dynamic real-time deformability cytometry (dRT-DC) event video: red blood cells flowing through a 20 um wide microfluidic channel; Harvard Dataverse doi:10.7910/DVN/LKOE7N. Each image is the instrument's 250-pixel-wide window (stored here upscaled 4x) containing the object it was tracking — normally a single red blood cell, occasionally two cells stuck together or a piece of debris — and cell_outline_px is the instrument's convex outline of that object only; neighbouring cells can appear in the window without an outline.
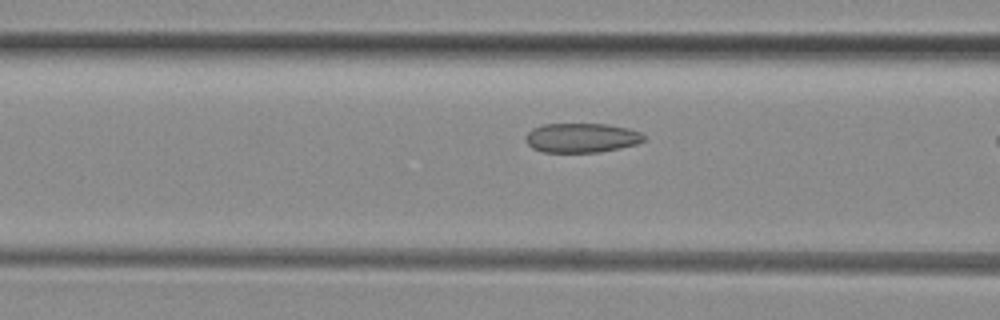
{"species": "common noctule bat (a hibernating species)", "species_latin": "Nyctalus noctula", "temperature_condition": "room temperature", "stored_images_in_passage": 6, "camera_frame_rate_fps": 3000, "um_per_image_px": 0.085, "animal": {"sex": "female", "body_mass_g": 29.2, "forearm_length_mm": 56.3}, "frame": {"image": 1, "passage_image": 4, "time_ms": 1.0, "image_size_px": [1000, 320], "cell_outline_px": [[644, 140], [636, 144], [600, 152], [544, 152], [532, 148], [524, 140], [524, 136], [532, 128], [544, 124], [608, 124], [628, 128], [640, 132], [644, 136]], "centroid_in_image_um": [49.39, 11.71], "position_along_channel_um": 117.2, "area_um2": 20.29}}